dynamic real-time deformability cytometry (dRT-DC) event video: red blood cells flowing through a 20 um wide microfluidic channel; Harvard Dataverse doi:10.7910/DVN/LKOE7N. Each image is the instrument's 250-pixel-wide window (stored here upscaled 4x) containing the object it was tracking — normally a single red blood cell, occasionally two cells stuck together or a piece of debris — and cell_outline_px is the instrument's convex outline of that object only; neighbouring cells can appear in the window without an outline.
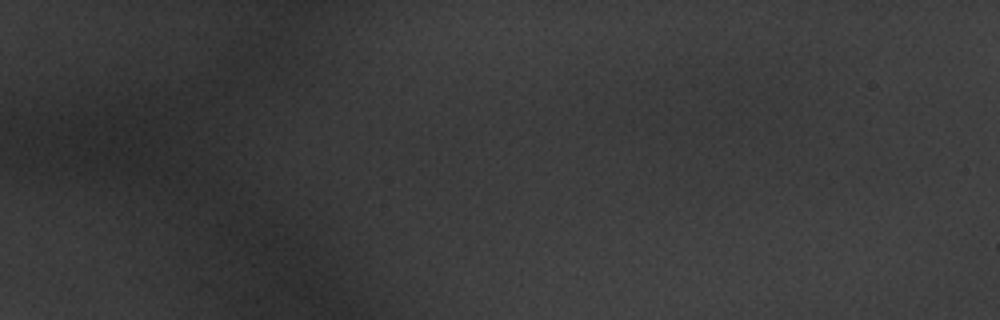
{"species": "common noctule bat (a hibernating species)", "species_latin": "Nyctalus noctula", "temperature_condition": "warm", "stored_images_in_passage": 2, "camera_frame_rate_fps": 3000, "um_per_image_px": 0.085, "animal": {"sex": "male", "body_mass_g": 20.1, "forearm_length_mm": 53.5}, "frame": {"image": 1, "passage_image": 2, "time_ms": 0.333, "image_size_px": [1000, 320], "cell_outline_px": [[788, 72], [772, 96], [724, 136], [704, 132], [700, 120], [720, 68], [784, 56]], "centroid_in_image_um": [62.99, 7.92], "position_along_channel_um": 22.0, "area_um2": 28.84}}